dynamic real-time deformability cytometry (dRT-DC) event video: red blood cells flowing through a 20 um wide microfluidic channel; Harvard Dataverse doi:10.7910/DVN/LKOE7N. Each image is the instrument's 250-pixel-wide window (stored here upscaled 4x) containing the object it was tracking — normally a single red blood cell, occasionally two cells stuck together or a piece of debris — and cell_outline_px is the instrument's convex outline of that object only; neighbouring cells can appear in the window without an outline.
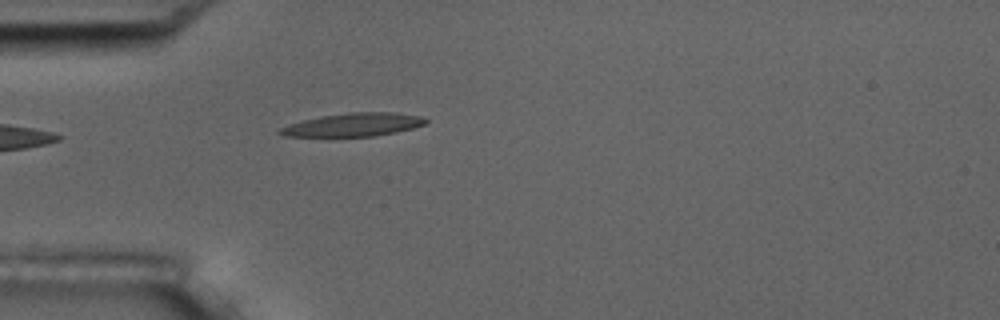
{"species": "common noctule bat (a hibernating species)", "species_latin": "Nyctalus noctula", "temperature_condition": "room temperature", "stored_images_in_passage": 3, "camera_frame_rate_fps": 3000, "um_per_image_px": 0.085, "animal": {"sex": "male", "body_mass_g": 17.5, "forearm_length_mm": 52.3}, "frame": {"image": 1, "passage_image": 3, "time_ms": 2.333, "image_size_px": [1000, 320], "cell_outline_px": [[428, 120], [424, 124], [412, 128], [396, 132], [376, 136], [284, 136], [276, 132], [280, 128], [288, 124], [320, 116], [348, 112], [396, 112], [420, 116]], "centroid_in_image_um": [30.02, 10.59], "position_along_channel_um": 55.0, "area_um2": 19.71}}